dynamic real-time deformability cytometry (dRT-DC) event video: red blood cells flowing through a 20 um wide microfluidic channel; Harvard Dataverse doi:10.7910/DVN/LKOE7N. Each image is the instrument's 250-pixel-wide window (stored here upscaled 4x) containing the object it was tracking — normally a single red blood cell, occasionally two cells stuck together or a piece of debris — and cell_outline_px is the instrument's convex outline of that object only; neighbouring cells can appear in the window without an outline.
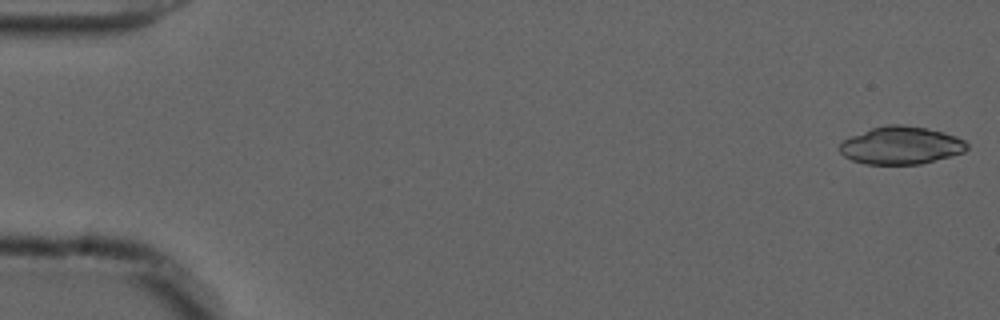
{"species": "common noctule bat (a hibernating species)", "species_latin": "Nyctalus noctula", "temperature_condition": "cold", "stored_images_in_passage": 54, "camera_frame_rate_fps": 3000, "um_per_image_px": 0.085, "animal": {"sex": "male", "forearm_length_mm": 52.5}, "frame": {"image": 1, "passage_image": 1, "time_ms": 0.0, "image_size_px": [1000, 320], "cell_outline_px": [[968, 148], [964, 152], [952, 156], [920, 164], [864, 164], [852, 160], [844, 156], [836, 148], [848, 136], [872, 128], [888, 124], [904, 124], [944, 132], [956, 136], [964, 140], [968, 144]], "centroid_in_image_um": [76.56, 12.36], "position_along_channel_um": 8.4, "area_um2": 28.21}}